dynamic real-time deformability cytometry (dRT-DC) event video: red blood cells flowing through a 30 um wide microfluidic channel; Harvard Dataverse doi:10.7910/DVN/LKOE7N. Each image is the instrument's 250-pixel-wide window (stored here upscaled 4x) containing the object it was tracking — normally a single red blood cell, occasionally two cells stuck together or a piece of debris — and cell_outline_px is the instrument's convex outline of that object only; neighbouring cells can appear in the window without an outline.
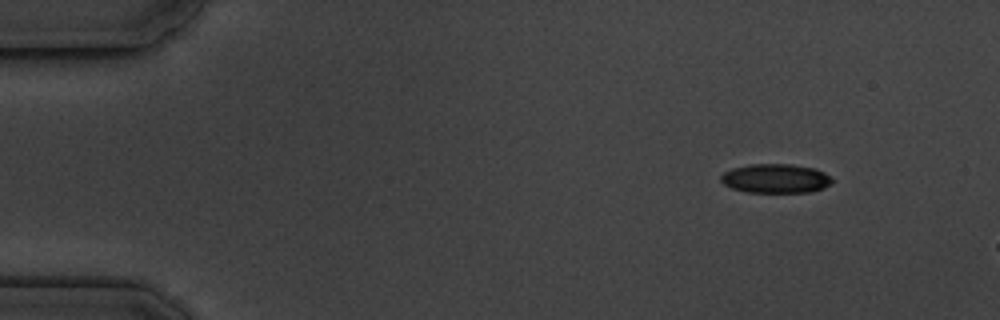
{"species": "common noctule bat (a hibernating species)", "species_latin": "Nyctalus noctula", "temperature_condition": "cold", "stored_images_in_passage": 3, "camera_frame_rate_fps": 3000, "um_per_image_px": 0.085, "animal": {"sex": "male", "body_mass_g": 19.5, "forearm_length_mm": 54.6}, "frame": {"image": 1, "passage_image": 1, "time_ms": 0.0, "image_size_px": [1000, 320], "cell_outline_px": [[832, 184], [824, 188], [812, 192], [748, 192], [732, 188], [724, 184], [720, 180], [720, 176], [724, 172], [732, 168], [748, 164], [792, 164], [816, 168], [824, 172], [832, 180]], "centroid_in_image_um": [65.93, 15.16], "position_along_channel_um": 19.1, "area_um2": 19.02}}